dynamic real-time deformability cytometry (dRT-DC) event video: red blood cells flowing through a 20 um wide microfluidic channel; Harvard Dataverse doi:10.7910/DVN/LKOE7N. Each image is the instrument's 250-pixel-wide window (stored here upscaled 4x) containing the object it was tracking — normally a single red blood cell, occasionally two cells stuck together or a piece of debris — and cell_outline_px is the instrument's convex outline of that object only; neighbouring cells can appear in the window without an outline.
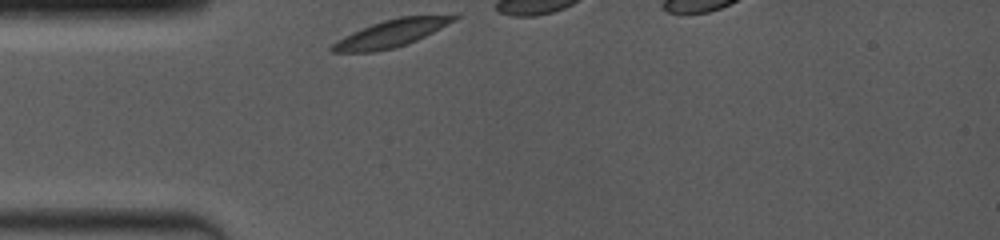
{"species": "common noctule bat (a hibernating species)", "species_latin": "Nyctalus noctula", "temperature_condition": "room temperature", "stored_images_in_passage": 37, "camera_frame_rate_fps": 4000, "um_per_image_px": 0.085, "animal": {"sex": "female", "body_mass_g": 19.0, "forearm_length_mm": 53.3}, "frame": {"image": 1, "passage_image": 1, "time_ms": 0.0, "image_size_px": [1000, 240], "cell_outline_px": [[460, 16], [456, 20], [416, 40], [392, 48], [372, 52], [328, 52], [328, 48], [336, 40], [352, 32], [372, 24], [384, 20], [400, 16]], "centroid_in_image_um": [33.14, 2.85], "position_along_channel_um": 51.9, "area_um2": 18.9}}
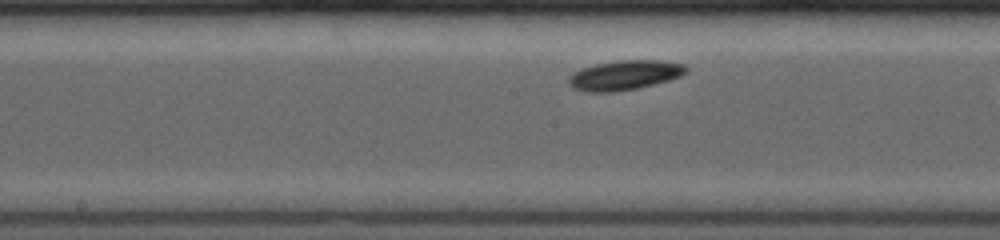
{"frame": {"image": 2, "passage_image": 16, "time_ms": 4.0, "image_size_px": [1000, 240], "cell_outline_px": [[688, 68], [680, 76], [668, 80], [636, 88], [616, 92], [584, 92], [572, 88], [568, 84], [568, 76], [572, 72], [580, 68], [596, 64], [616, 60], [660, 60], [684, 64]], "centroid_in_image_um": [53.01, 6.39], "position_along_channel_um": 195.2, "area_um2": 20.4}}
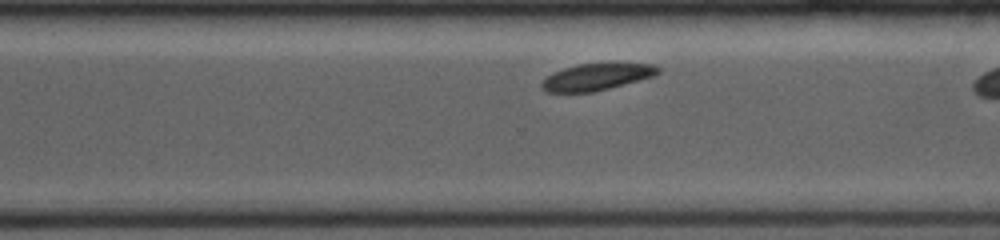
{"frame": {"image": 3, "passage_image": 36, "time_ms": 7.25, "image_size_px": [1000, 240], "cell_outline_px": [[660, 72], [656, 76], [592, 92], [548, 92], [540, 88], [540, 84], [552, 72], [564, 68], [580, 64], [652, 64], [660, 68]], "centroid_in_image_um": [50.7, 6.54], "position_along_channel_um": 319.9, "area_um2": 17.86}}